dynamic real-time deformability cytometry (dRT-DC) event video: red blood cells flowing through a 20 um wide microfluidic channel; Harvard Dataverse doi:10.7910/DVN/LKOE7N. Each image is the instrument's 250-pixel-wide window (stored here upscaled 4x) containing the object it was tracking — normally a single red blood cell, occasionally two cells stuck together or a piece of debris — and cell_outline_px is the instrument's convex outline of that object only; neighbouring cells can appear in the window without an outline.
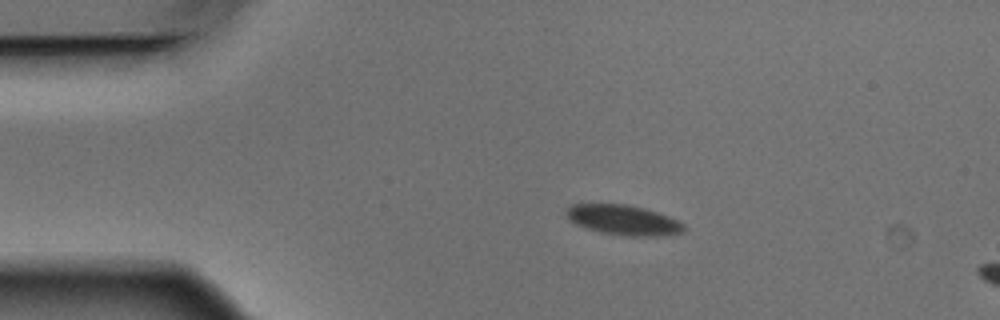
{"species": "Egyptian fruit bat (a non-hibernating species)", "species_latin": "Rousettus aegyptiacus", "temperature_condition": "warm", "stored_images_in_passage": 4, "camera_frame_rate_fps": 3000, "um_per_image_px": 0.085, "animal": {"sex": "male"}, "frame": {"image": 1, "passage_image": 2, "time_ms": 0.333, "image_size_px": [1000, 320], "cell_outline_px": [[684, 232], [664, 236], [628, 236], [600, 232], [576, 224], [568, 220], [564, 212], [572, 204], [628, 204], [644, 208], [680, 220], [684, 224]], "centroid_in_image_um": [53.0, 18.7], "position_along_channel_um": 32.0, "area_um2": 20.69}}